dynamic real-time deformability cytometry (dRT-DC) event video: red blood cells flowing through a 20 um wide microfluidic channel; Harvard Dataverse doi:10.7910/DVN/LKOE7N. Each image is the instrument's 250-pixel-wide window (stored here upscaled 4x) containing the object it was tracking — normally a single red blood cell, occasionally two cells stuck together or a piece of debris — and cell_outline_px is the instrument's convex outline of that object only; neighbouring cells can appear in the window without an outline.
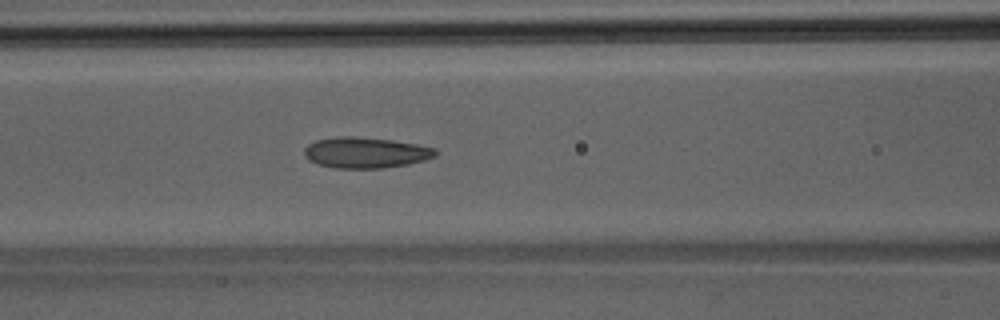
{"species": "Egyptian fruit bat (a non-hibernating species)", "species_latin": "Rousettus aegyptiacus", "temperature_condition": "room temperature", "stored_images_in_passage": 42, "camera_frame_rate_fps": 3000, "um_per_image_px": 0.085, "animal": {"sex": "male"}, "frame": {"image": 1, "passage_image": 16, "time_ms": 5.0, "image_size_px": [1000, 320], "cell_outline_px": [[436, 156], [424, 160], [408, 164], [380, 168], [336, 168], [316, 164], [308, 160], [304, 156], [304, 148], [308, 144], [316, 140], [336, 136], [352, 136], [392, 140], [416, 144], [436, 148]], "centroid_in_image_um": [31.04, 12.97], "position_along_channel_um": 135.6, "area_um2": 23.64}}
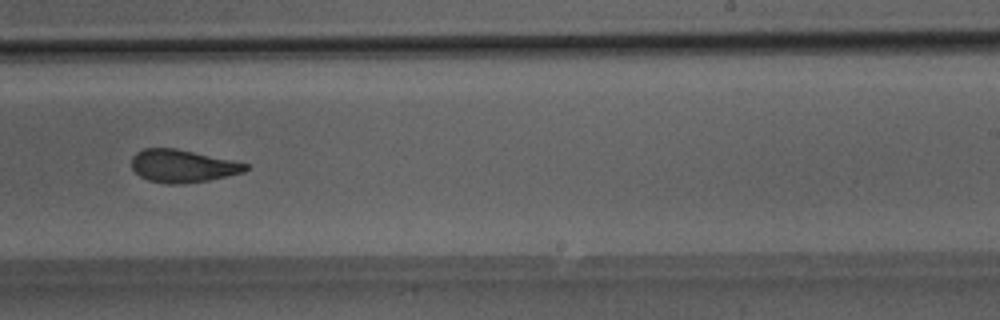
{"frame": {"image": 2, "passage_image": 25, "time_ms": 8.0, "image_size_px": [1000, 320], "cell_outline_px": [[248, 168], [244, 172], [208, 180], [184, 184], [168, 184], [148, 180], [140, 176], [132, 168], [132, 156], [136, 152], [144, 148], [176, 148], [248, 164]], "centroid_in_image_um": [15.48, 14.11], "position_along_channel_um": 273.5, "area_um2": 21.56}}
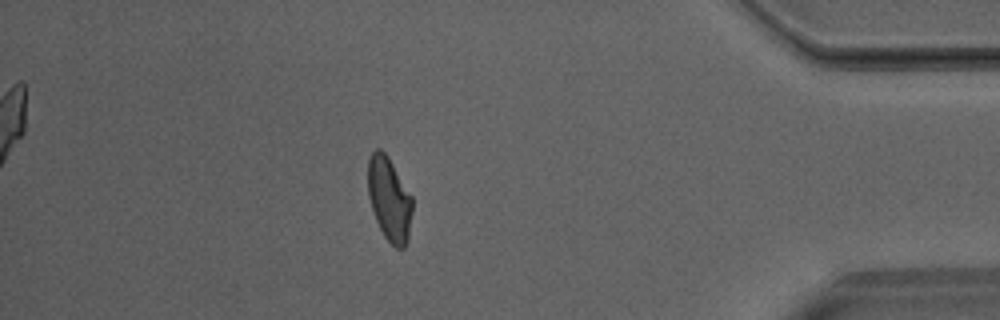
{"frame": {"image": 3, "passage_image": 36, "time_ms": 11.667, "image_size_px": [1000, 320], "cell_outline_px": [[412, 212], [408, 240], [404, 248], [396, 248], [384, 236], [376, 220], [368, 196], [368, 160], [372, 152], [376, 148], [380, 148], [388, 156], [412, 196]], "centroid_in_image_um": [33.09, 16.91], "position_along_channel_um": 402.1, "area_um2": 21.68}}